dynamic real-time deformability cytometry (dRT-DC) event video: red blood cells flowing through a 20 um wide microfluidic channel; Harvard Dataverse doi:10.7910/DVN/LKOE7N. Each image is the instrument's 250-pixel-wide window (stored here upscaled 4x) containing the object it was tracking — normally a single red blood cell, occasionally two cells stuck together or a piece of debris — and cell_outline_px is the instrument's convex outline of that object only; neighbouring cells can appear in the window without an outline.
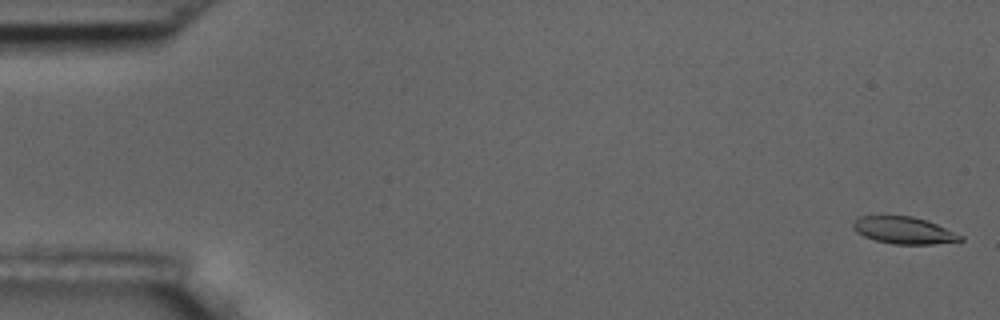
{"species": "common noctule bat (a hibernating species)", "species_latin": "Nyctalus noctula", "temperature_condition": "room temperature", "stored_images_in_passage": 6, "camera_frame_rate_fps": 3000, "um_per_image_px": 0.085, "animal": {"sex": "male", "body_mass_g": 17.5, "forearm_length_mm": 52.3}, "frame": {"image": 1, "passage_image": 1, "time_ms": 0.0, "image_size_px": [1000, 320], "cell_outline_px": [[964, 240], [932, 244], [892, 244], [876, 240], [864, 236], [856, 232], [852, 228], [852, 220], [860, 216], [912, 216], [936, 224], [964, 236]], "centroid_in_image_um": [76.79, 19.58], "position_along_channel_um": 8.2, "area_um2": 16.82}}
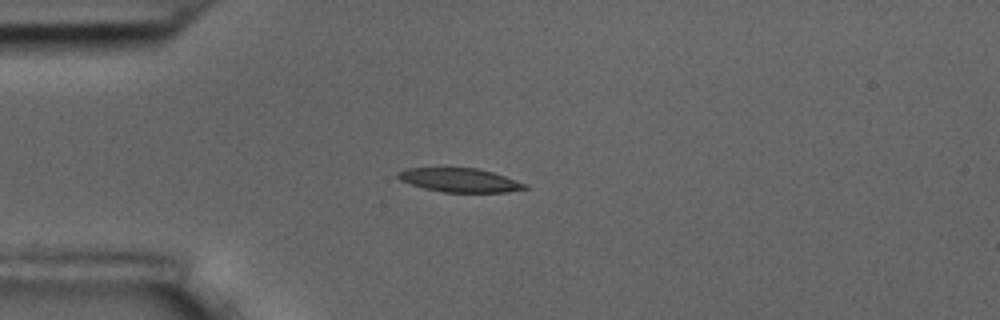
{"frame": {"image": 2, "passage_image": 5, "time_ms": 4.667, "image_size_px": [1000, 320], "cell_outline_px": [[528, 188], [508, 192], [444, 192], [424, 188], [400, 180], [396, 176], [396, 172], [404, 168], [444, 164], [476, 168], [492, 172], [528, 184]], "centroid_in_image_um": [38.98, 15.24], "position_along_channel_um": 46.0, "area_um2": 18.61}}